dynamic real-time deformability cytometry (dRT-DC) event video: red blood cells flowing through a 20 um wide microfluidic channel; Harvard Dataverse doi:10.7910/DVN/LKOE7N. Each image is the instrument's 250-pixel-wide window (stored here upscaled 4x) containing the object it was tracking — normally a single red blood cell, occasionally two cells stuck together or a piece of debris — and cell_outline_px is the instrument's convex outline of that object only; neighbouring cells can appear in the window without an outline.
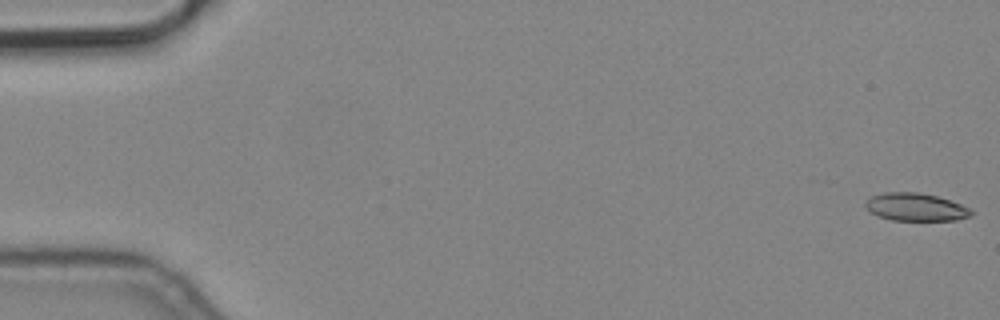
{"species": "common noctule bat (a hibernating species)", "species_latin": "Nyctalus noctula", "temperature_condition": "cold", "stored_images_in_passage": 8, "camera_frame_rate_fps": 3000, "um_per_image_px": 0.085, "animal": {"sex": "male", "body_mass_g": 19.2, "forearm_length_mm": 51.8}, "frame": {"image": 1, "passage_image": 1, "time_ms": 0.0, "image_size_px": [1000, 320], "cell_outline_px": [[972, 216], [956, 220], [892, 220], [868, 212], [864, 204], [872, 196], [884, 192], [920, 192], [936, 196], [960, 204], [968, 208], [972, 212]], "centroid_in_image_um": [77.8, 17.6], "position_along_channel_um": 7.2, "area_um2": 16.99}}
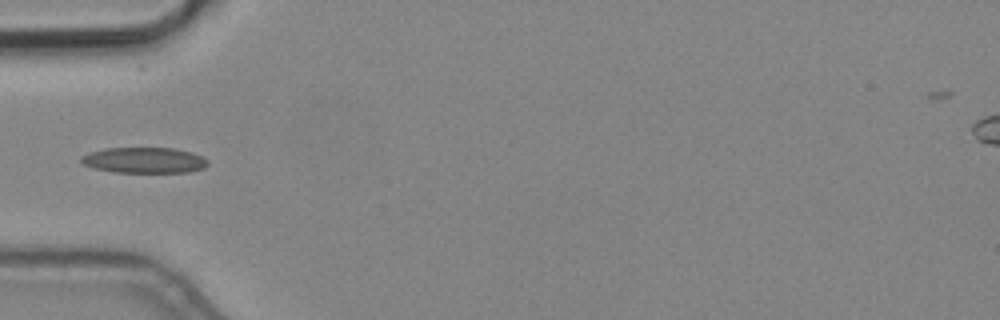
{"frame": {"image": 2, "passage_image": 5, "time_ms": 1.333, "image_size_px": [1000, 320], "cell_outline_px": [[208, 164], [204, 168], [188, 172], [112, 172], [96, 168], [84, 164], [80, 160], [80, 156], [104, 148], [172, 148], [192, 152], [208, 160]], "centroid_in_image_um": [12.27, 13.62], "position_along_channel_um": 72.7, "area_um2": 18.84}}
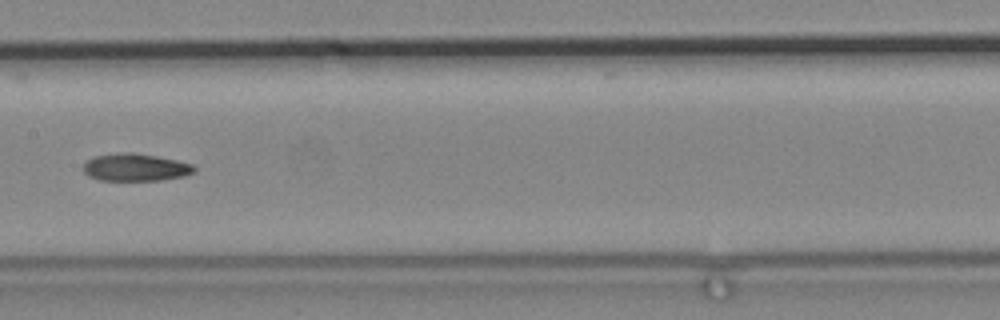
{"frame": {"image": 3, "passage_image": 8, "time_ms": 2.333, "image_size_px": [1000, 320], "cell_outline_px": [[196, 172], [184, 176], [160, 180], [100, 180], [88, 176], [84, 172], [84, 164], [92, 156], [120, 152], [132, 152], [156, 156], [176, 160], [192, 164], [196, 168]], "centroid_in_image_um": [11.51, 14.22], "position_along_channel_um": 195.9, "area_um2": 17.8}}